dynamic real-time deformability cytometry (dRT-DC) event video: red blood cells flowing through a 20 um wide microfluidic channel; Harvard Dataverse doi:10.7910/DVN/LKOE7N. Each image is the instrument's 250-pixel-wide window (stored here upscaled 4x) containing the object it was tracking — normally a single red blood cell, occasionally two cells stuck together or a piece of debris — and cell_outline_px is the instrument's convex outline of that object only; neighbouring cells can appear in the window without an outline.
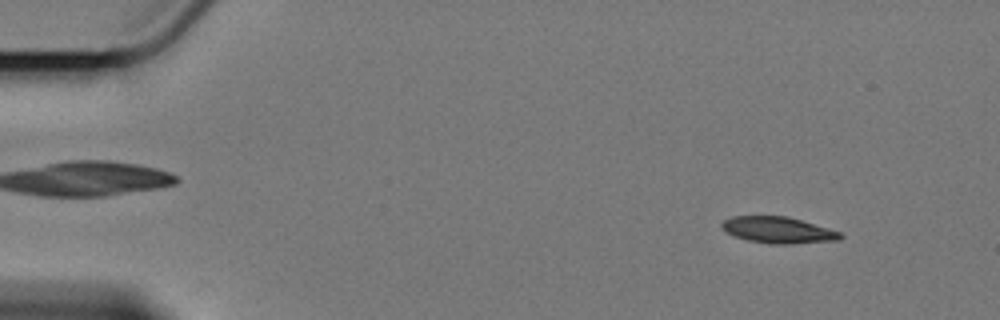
{"species": "Egyptian fruit bat (a non-hibernating species)", "species_latin": "Rousettus aegyptiacus", "temperature_condition": "cold", "stored_images_in_passage": 59, "camera_frame_rate_fps": 3000, "um_per_image_px": 0.085, "animal": {"sex": "female"}, "frame": {"image": 1, "passage_image": 6, "time_ms": 1.667, "image_size_px": [1000, 320], "cell_outline_px": [[844, 236], [840, 240], [784, 244], [776, 244], [748, 240], [736, 236], [720, 228], [720, 224], [724, 220], [732, 216], [788, 216], [844, 232]], "centroid_in_image_um": [66.2, 19.54], "position_along_channel_um": 18.8, "area_um2": 18.26}}
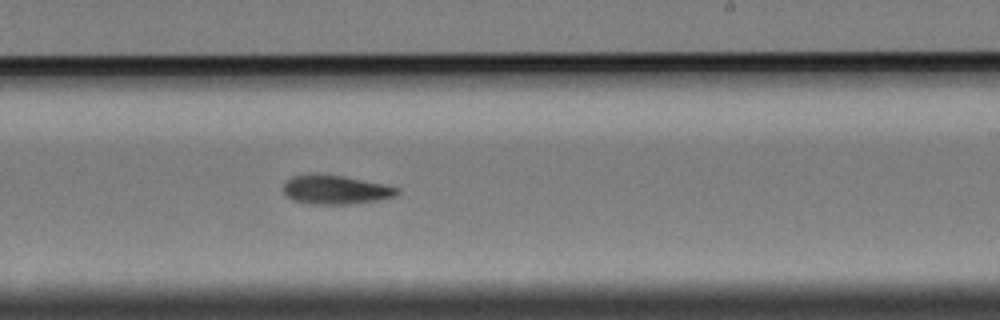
{"frame": {"image": 2, "passage_image": 36, "time_ms": 11.667, "image_size_px": [1000, 320], "cell_outline_px": [[400, 192], [396, 196], [380, 200], [352, 204], [312, 204], [296, 200], [288, 196], [284, 192], [284, 184], [292, 176], [316, 172], [344, 176], [384, 184], [400, 188]], "centroid_in_image_um": [28.57, 16.11], "position_along_channel_um": 260.4, "area_um2": 19.42}}
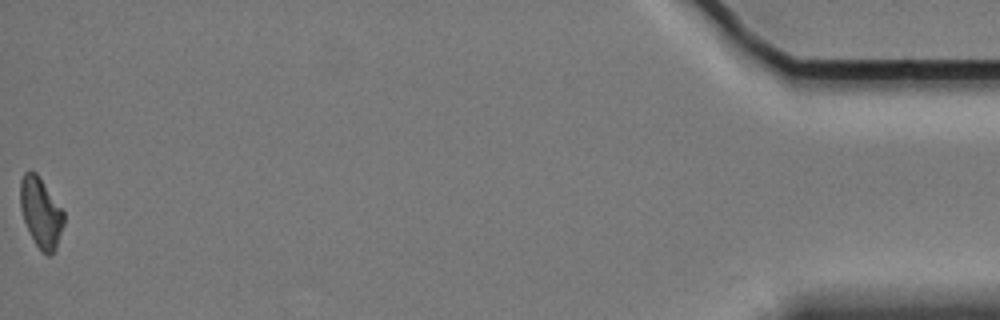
{"frame": {"image": 3, "passage_image": 59, "time_ms": 19.333, "image_size_px": [1000, 320], "cell_outline_px": [[64, 224], [56, 248], [52, 256], [48, 256], [36, 244], [24, 220], [20, 208], [20, 180], [24, 172], [36, 172], [64, 212]], "centroid_in_image_um": [3.47, 18.07], "position_along_channel_um": 431.7, "area_um2": 17.46}, "authors_computed_cell_mechanics": {"area_um2": 18.9584, "velocity_mm_per_s": 3.4077, "shape_relaxation_time_tau1_ms": 5.4195, "shape_relaxation_time_tau2_ms": null, "deformation_change_tau1": 0.1245, "deformation_change_tau2": null}}